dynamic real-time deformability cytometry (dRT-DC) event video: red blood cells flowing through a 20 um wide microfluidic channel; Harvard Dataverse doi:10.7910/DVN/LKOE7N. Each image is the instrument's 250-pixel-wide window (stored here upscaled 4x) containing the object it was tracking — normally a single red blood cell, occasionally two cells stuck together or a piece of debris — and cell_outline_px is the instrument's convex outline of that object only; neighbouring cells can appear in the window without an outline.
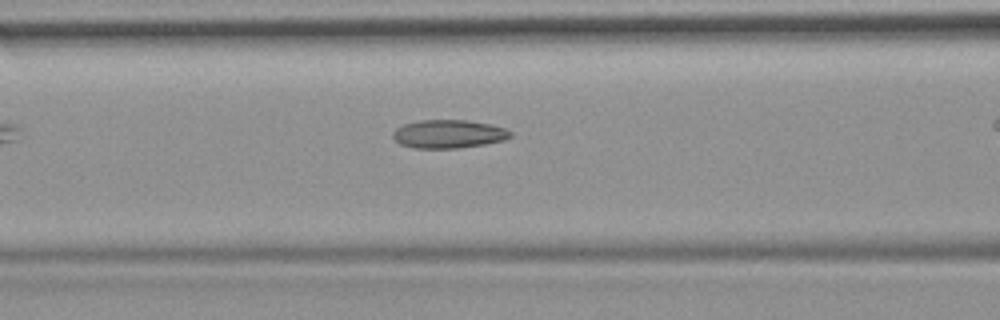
{"species": "common noctule bat (a hibernating species)", "species_latin": "Nyctalus noctula", "temperature_condition": "room temperature", "stored_images_in_passage": 26, "camera_frame_rate_fps": 3000, "um_per_image_px": 0.085, "animal": {"sex": "female", "body_mass_g": 19.9}, "frame": {"image": 1, "passage_image": 5, "time_ms": 1.333, "image_size_px": [1000, 320], "cell_outline_px": [[512, 136], [504, 140], [484, 144], [460, 148], [412, 148], [400, 144], [392, 136], [392, 132], [396, 128], [404, 124], [420, 120], [468, 120], [492, 124], [504, 128], [512, 132]], "centroid_in_image_um": [38.13, 11.38], "position_along_channel_um": 128.5, "area_um2": 19.54}}
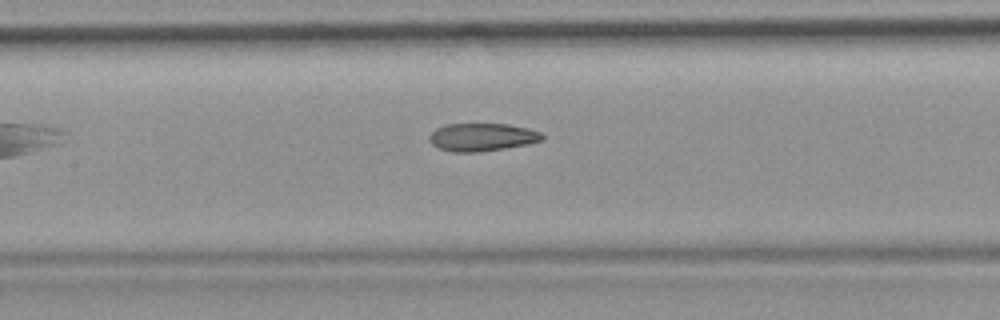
{"frame": {"image": 2, "passage_image": 8, "time_ms": 2.333, "image_size_px": [1000, 320], "cell_outline_px": [[544, 140], [528, 144], [480, 152], [452, 152], [440, 148], [432, 144], [428, 140], [428, 136], [436, 128], [448, 124], [508, 124], [528, 128], [540, 132], [544, 136]], "centroid_in_image_um": [40.98, 11.66], "position_along_channel_um": 166.4, "area_um2": 18.38}}
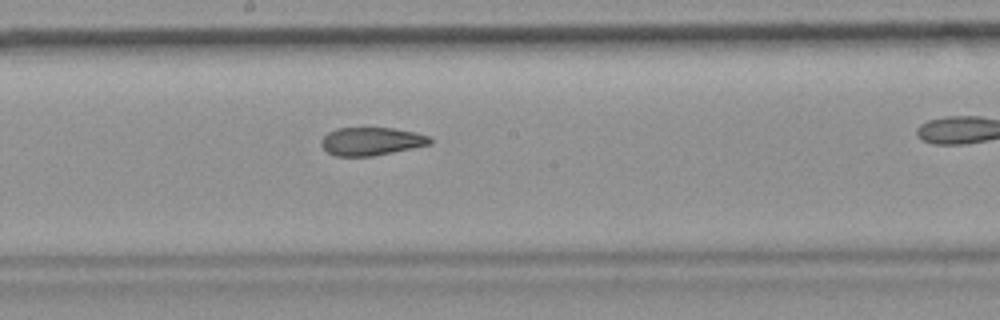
{"frame": {"image": 3, "passage_image": 12, "time_ms": 3.667, "image_size_px": [1000, 320], "cell_outline_px": [[432, 144], [372, 156], [336, 156], [328, 152], [320, 144], [320, 140], [328, 132], [336, 128], [392, 128], [412, 132], [428, 136], [432, 140]], "centroid_in_image_um": [31.53, 12.01], "position_along_channel_um": 216.7, "area_um2": 17.63}}